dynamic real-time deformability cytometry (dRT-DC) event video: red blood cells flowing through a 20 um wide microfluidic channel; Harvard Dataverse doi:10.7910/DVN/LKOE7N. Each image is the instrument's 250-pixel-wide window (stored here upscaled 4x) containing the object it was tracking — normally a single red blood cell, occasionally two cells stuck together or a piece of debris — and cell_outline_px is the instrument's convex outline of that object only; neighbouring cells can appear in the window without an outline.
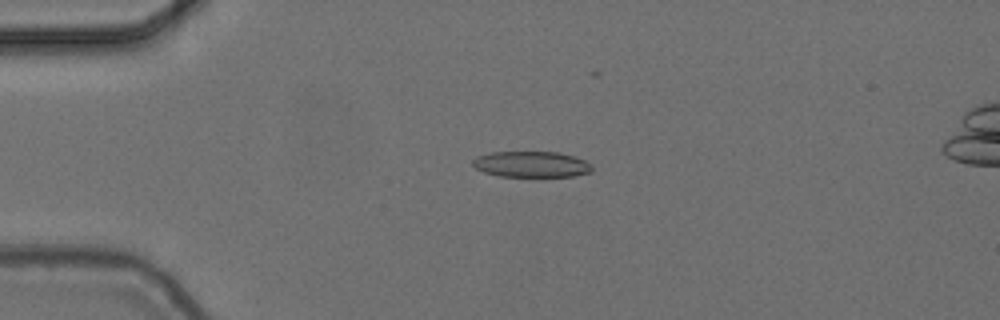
{"species": "common noctule bat (a hibernating species)", "species_latin": "Nyctalus noctula", "temperature_condition": "cold", "stored_images_in_passage": 55, "camera_frame_rate_fps": 3000, "um_per_image_px": 0.085, "animal": {"sex": "female", "body_mass_g": 24.6, "forearm_length_mm": 56.2}, "frame": {"image": 1, "passage_image": 14, "time_ms": 4.333, "image_size_px": [1000, 320], "cell_outline_px": [[592, 172], [576, 176], [500, 176], [484, 172], [476, 168], [472, 164], [472, 160], [476, 156], [492, 152], [560, 152], [576, 156], [592, 164]], "centroid_in_image_um": [45.2, 13.96], "position_along_channel_um": 39.8, "area_um2": 18.15}}
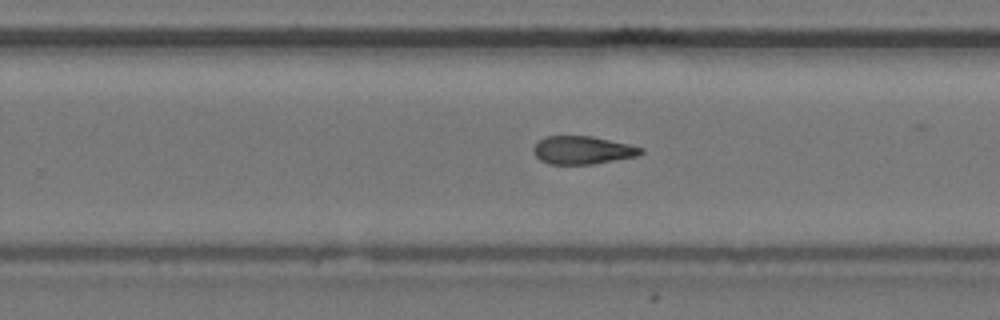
{"frame": {"image": 2, "passage_image": 36, "time_ms": 11.667, "image_size_px": [1000, 320], "cell_outline_px": [[644, 152], [640, 156], [592, 164], [548, 164], [540, 160], [536, 156], [532, 148], [544, 136], [592, 136], [628, 144], [644, 148]], "centroid_in_image_um": [49.54, 12.76], "position_along_channel_um": 280.3, "area_um2": 17.63}}
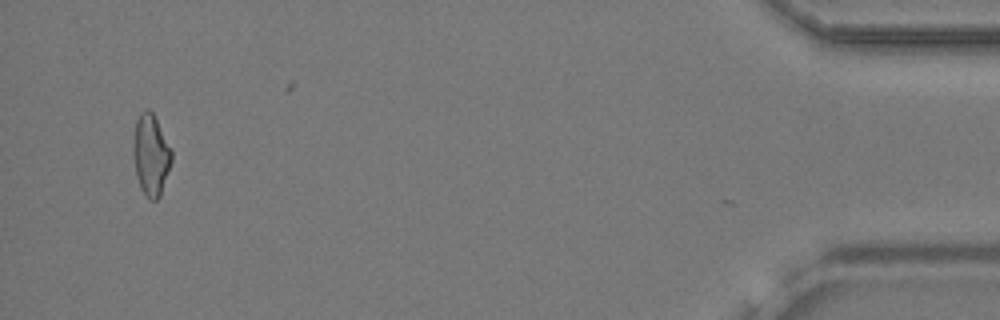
{"frame": {"image": 3, "passage_image": 54, "time_ms": 17.667, "image_size_px": [1000, 320], "cell_outline_px": [[172, 160], [160, 196], [156, 200], [152, 200], [140, 188], [136, 176], [132, 156], [132, 144], [136, 120], [140, 112], [144, 108], [148, 108], [152, 112], [172, 152]], "centroid_in_image_um": [12.79, 13.15], "position_along_channel_um": 422.4, "area_um2": 18.09}, "authors_computed_cell_mechanics": {"area_um2": 18.3226, "velocity_mm_per_s": 3.7142, "shape_relaxation_time_tau1_ms": 5.6138, "shape_relaxation_time_tau2_ms": 5.0445, "deformation_change_tau1": 0.1394, "deformation_change_tau2": 0.1513}}